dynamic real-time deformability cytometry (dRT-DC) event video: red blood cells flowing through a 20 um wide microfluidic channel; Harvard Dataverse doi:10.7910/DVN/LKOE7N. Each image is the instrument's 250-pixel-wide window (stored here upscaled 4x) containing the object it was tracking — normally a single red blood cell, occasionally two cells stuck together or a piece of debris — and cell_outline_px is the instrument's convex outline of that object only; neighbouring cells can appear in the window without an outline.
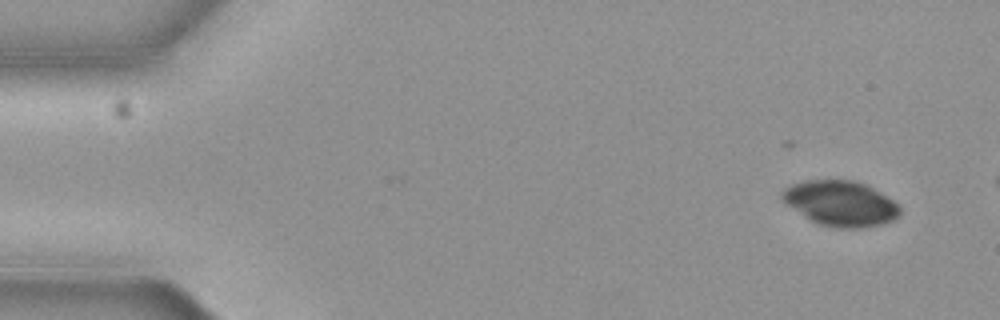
{"species": "common noctule bat (a hibernating species)", "species_latin": "Nyctalus noctula", "temperature_condition": "cold", "stored_images_in_passage": 4, "camera_frame_rate_fps": 3000, "um_per_image_px": 0.085, "animal": {"sex": "female", "body_mass_g": 19.3, "forearm_length_mm": 54.1}, "frame": {"image": 1, "passage_image": 1, "time_ms": 0.0, "image_size_px": [1000, 320], "cell_outline_px": [[900, 216], [896, 220], [884, 224], [864, 228], [836, 228], [820, 224], [804, 216], [780, 200], [780, 192], [784, 188], [792, 184], [804, 180], [856, 180], [868, 184], [900, 204]], "centroid_in_image_um": [71.49, 17.28], "position_along_channel_um": 13.5, "area_um2": 31.67}}